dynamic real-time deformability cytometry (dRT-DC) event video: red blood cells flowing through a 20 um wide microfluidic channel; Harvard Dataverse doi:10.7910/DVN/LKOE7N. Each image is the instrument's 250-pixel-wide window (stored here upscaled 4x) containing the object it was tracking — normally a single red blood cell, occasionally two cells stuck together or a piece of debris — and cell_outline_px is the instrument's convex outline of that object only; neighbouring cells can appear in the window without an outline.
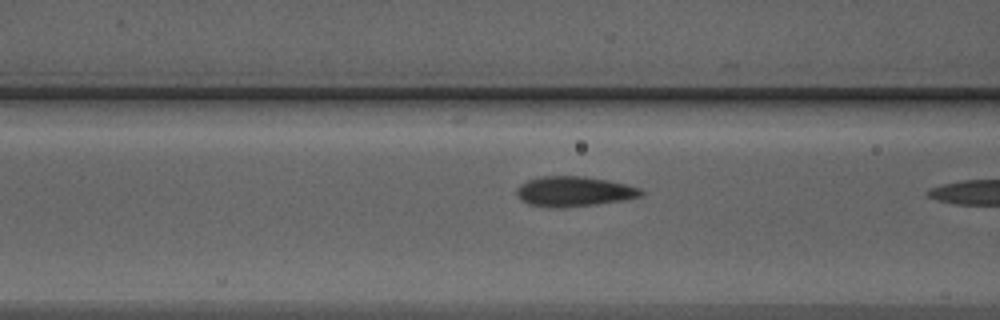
{"species": "Egyptian fruit bat (a non-hibernating species)", "species_latin": "Rousettus aegyptiacus", "temperature_condition": "warm", "stored_images_in_passage": 9, "camera_frame_rate_fps": 3000, "um_per_image_px": 0.085, "animal": {"sex": "male"}, "frame": {"image": 1, "passage_image": 8, "time_ms": 2.333, "image_size_px": [1000, 320], "cell_outline_px": [[644, 196], [624, 200], [596, 204], [564, 208], [556, 208], [528, 204], [520, 200], [516, 196], [516, 188], [520, 184], [528, 180], [544, 176], [584, 176], [608, 180], [628, 184], [640, 188], [644, 192]], "centroid_in_image_um": [48.8, 16.28], "position_along_channel_um": 117.8, "area_um2": 22.08}}